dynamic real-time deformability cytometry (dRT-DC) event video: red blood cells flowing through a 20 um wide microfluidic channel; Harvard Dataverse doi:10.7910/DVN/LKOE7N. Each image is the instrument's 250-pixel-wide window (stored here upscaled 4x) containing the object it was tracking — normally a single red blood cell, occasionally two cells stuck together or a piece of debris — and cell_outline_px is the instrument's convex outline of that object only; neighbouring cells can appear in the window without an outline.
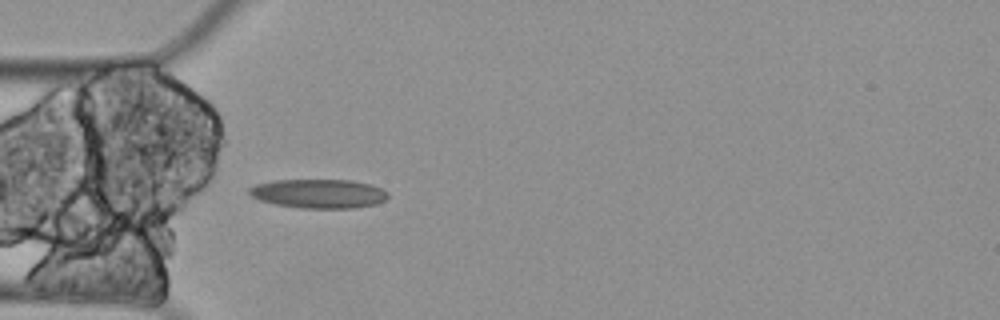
{"species": "Egyptian fruit bat (a non-hibernating species)", "species_latin": "Rousettus aegyptiacus", "temperature_condition": "cold", "stored_images_in_passage": 2, "camera_frame_rate_fps": 3000, "um_per_image_px": 0.085, "animal": {"sex": "female"}, "frame": {"image": 1, "passage_image": 2, "time_ms": 0.333, "image_size_px": [1000, 320], "cell_outline_px": [[388, 196], [384, 200], [376, 204], [352, 208], [300, 208], [276, 204], [260, 200], [252, 196], [248, 192], [248, 188], [256, 184], [272, 180], [352, 180], [372, 184], [388, 192]], "centroid_in_image_um": [27.09, 16.45], "position_along_channel_um": 57.9, "area_um2": 23.52}}